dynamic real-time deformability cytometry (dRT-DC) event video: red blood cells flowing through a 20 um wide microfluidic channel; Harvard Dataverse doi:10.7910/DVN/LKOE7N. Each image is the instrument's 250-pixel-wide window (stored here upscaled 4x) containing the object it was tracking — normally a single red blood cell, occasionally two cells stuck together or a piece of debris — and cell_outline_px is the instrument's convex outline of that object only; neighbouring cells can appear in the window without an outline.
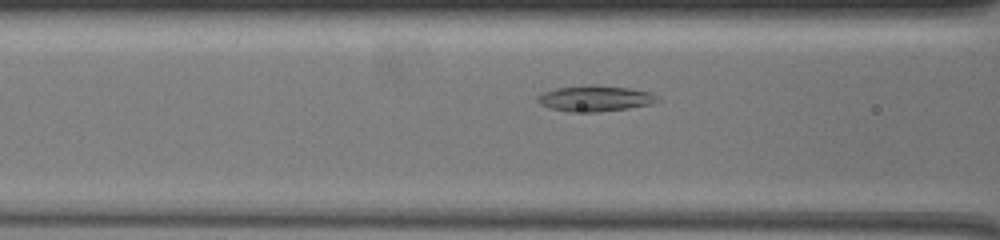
{"species": "common noctule bat (a hibernating species)", "species_latin": "Nyctalus noctula", "temperature_condition": "warm", "stored_images_in_passage": 44, "segment_of_instrument_passage": [1, 2], "camera_frame_rate_fps": 3000, "um_per_image_px": 0.085, "animal": {"sex": "female", "body_mass_g": 19.5, "forearm_length_mm": 54.1}, "frame": {"image": 1, "passage_image": 14, "time_ms": 4.333, "image_size_px": [1000, 240], "cell_outline_px": [[656, 100], [648, 104], [628, 108], [596, 112], [572, 112], [552, 108], [540, 104], [536, 100], [536, 96], [544, 92], [556, 88], [588, 84], [596, 84], [628, 88], [648, 92], [656, 96]], "centroid_in_image_um": [50.49, 8.35], "position_along_channel_um": 116.1, "area_um2": 17.8}}
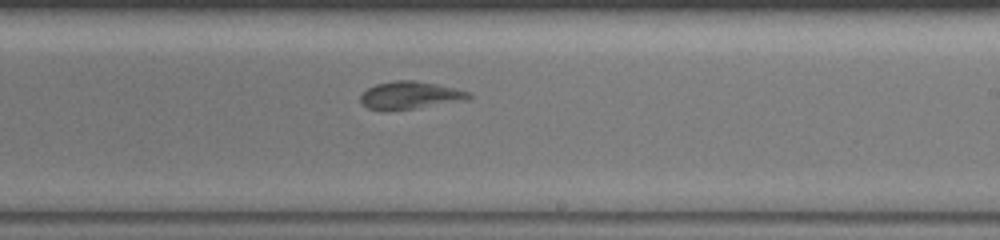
{"frame": {"image": 2, "passage_image": 27, "time_ms": 8.667, "image_size_px": [1000, 240], "cell_outline_px": [[472, 96], [456, 100], [412, 108], [368, 108], [360, 100], [360, 96], [368, 88], [376, 84], [396, 80], [416, 80], [436, 84], [468, 92]], "centroid_in_image_um": [34.77, 8.04], "position_along_channel_um": 254.2, "area_um2": 16.13}}
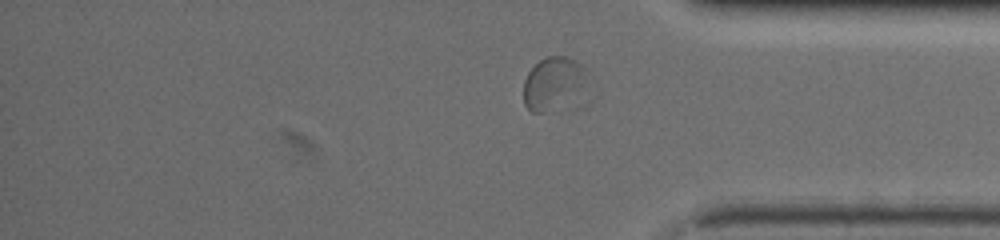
{"frame": {"image": 3, "passage_image": 40, "time_ms": 13.0, "image_size_px": [1000, 240], "cell_outline_px": [[580, 72], [544, 112], [532, 112], [524, 104], [524, 80], [528, 72], [540, 60], [548, 56], [564, 56], [580, 64]], "centroid_in_image_um": [46.61, 6.93], "position_along_channel_um": 388.6, "area_um2": 15.2}}